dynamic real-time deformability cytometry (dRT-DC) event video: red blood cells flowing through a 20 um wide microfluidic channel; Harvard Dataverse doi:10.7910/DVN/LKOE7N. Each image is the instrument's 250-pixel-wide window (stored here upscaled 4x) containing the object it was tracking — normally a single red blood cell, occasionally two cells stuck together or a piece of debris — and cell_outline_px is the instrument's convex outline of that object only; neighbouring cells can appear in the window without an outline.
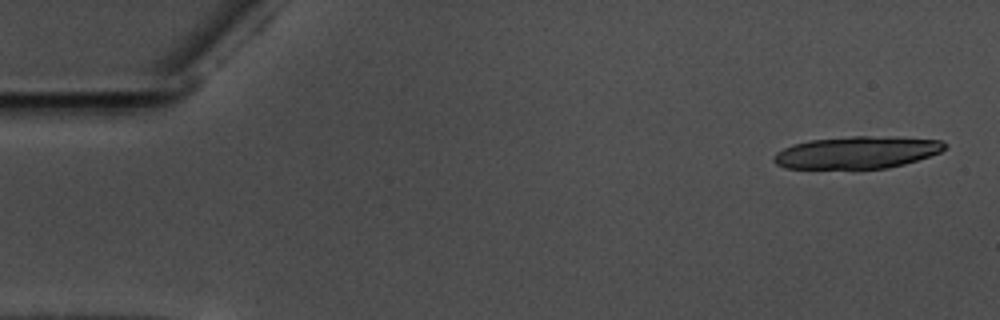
{"species": "common noctule bat (a hibernating species)", "species_latin": "Nyctalus noctula", "temperature_condition": "warm", "stored_images_in_passage": 18, "camera_frame_rate_fps": 3000, "um_per_image_px": 0.085, "animal": {"sex": "male", "body_mass_g": 17.5, "forearm_length_mm": 52.3}, "frame": {"image": 1, "passage_image": 1, "time_ms": 0.0, "image_size_px": [1000, 320], "cell_outline_px": [[948, 144], [940, 152], [904, 164], [888, 168], [784, 168], [776, 164], [772, 160], [772, 156], [776, 152], [792, 144], [808, 140], [852, 136], [892, 136], [940, 140]], "centroid_in_image_um": [72.81, 12.94], "position_along_channel_um": 12.2, "area_um2": 32.14}}